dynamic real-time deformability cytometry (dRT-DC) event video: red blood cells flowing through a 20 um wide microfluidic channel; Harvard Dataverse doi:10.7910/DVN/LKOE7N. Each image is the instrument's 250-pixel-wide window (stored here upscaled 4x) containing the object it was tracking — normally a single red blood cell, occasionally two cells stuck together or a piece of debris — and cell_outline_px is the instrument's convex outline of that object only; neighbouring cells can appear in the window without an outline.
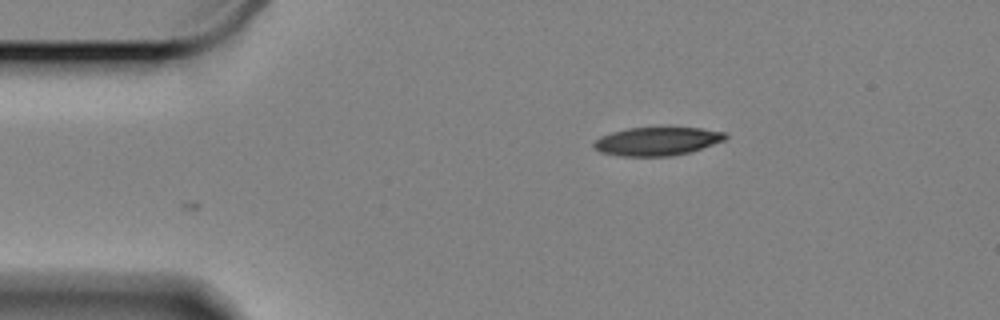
{"species": "Egyptian fruit bat (a non-hibernating species)", "species_latin": "Rousettus aegyptiacus", "temperature_condition": "cold", "stored_images_in_passage": 16, "camera_frame_rate_fps": 3000, "um_per_image_px": 0.085, "animal": {"sex": "female"}, "frame": {"image": 1, "passage_image": 1, "time_ms": 0.0, "image_size_px": [1000, 320], "cell_outline_px": [[728, 136], [724, 140], [688, 152], [672, 156], [620, 156], [600, 152], [592, 144], [592, 140], [600, 136], [612, 132], [628, 128], [700, 128], [724, 132]], "centroid_in_image_um": [55.79, 12.01], "position_along_channel_um": 29.2, "area_um2": 21.56}}
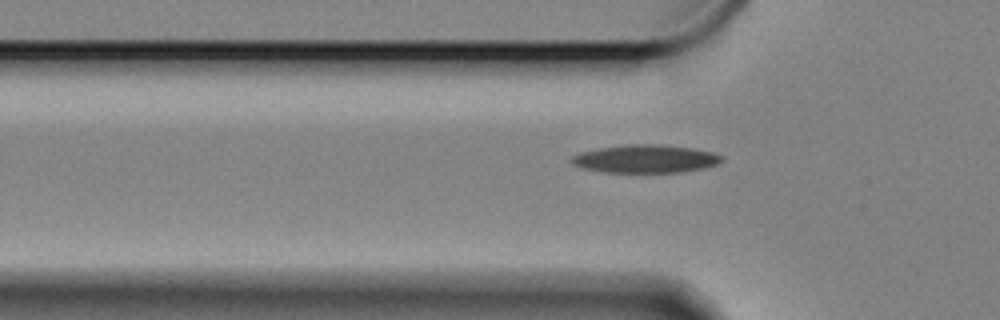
{"frame": {"image": 2, "passage_image": 9, "time_ms": 2.667, "image_size_px": [1000, 320], "cell_outline_px": [[724, 160], [716, 164], [704, 168], [680, 172], [604, 172], [580, 168], [572, 164], [572, 156], [580, 152], [600, 148], [624, 144], [656, 144], [692, 148], [712, 152], [724, 156]], "centroid_in_image_um": [54.86, 13.5], "position_along_channel_um": 70.9, "area_um2": 24.57}}
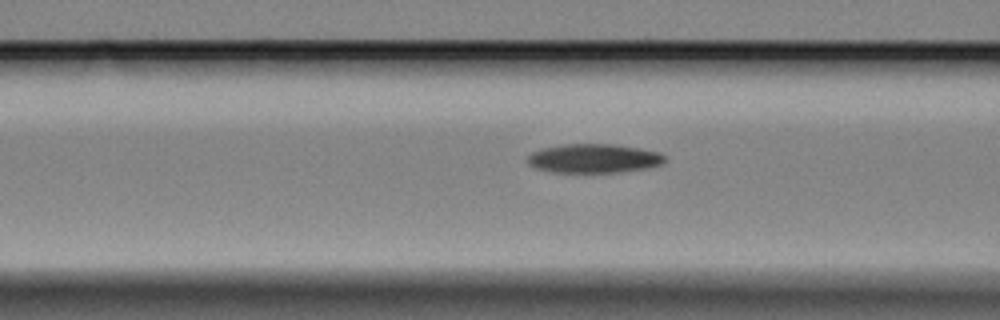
{"frame": {"image": 3, "passage_image": 13, "time_ms": 4.0, "image_size_px": [1000, 320], "cell_outline_px": [[664, 160], [660, 164], [644, 168], [620, 172], [552, 172], [536, 168], [528, 164], [528, 156], [532, 152], [540, 148], [564, 144], [612, 144], [640, 148], [660, 152], [664, 156]], "centroid_in_image_um": [50.43, 13.45], "position_along_channel_um": 116.2, "area_um2": 23.06}}